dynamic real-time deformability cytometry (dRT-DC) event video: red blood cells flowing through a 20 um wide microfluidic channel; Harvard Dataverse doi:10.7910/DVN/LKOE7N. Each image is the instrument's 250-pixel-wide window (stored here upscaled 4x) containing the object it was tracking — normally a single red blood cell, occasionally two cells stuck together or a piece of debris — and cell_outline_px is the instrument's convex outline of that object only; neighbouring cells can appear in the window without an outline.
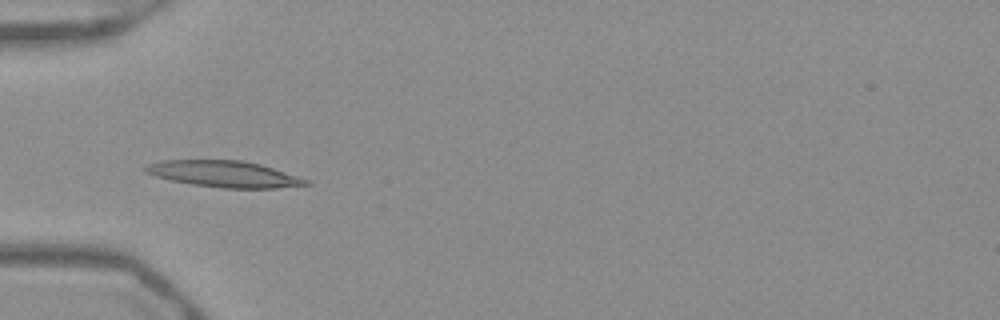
{"species": "Egyptian fruit bat (a non-hibernating species)", "species_latin": "Rousettus aegyptiacus", "temperature_condition": "warm", "stored_images_in_passage": 54, "camera_frame_rate_fps": 3000, "um_per_image_px": 0.085, "frame": {"image": 1, "passage_image": 18, "time_ms": 5.667, "image_size_px": [1000, 320], "cell_outline_px": [[312, 184], [276, 188], [220, 188], [192, 184], [172, 180], [156, 176], [144, 172], [144, 168], [148, 164], [160, 160], [244, 160], [260, 164], [308, 180]], "centroid_in_image_um": [19.02, 14.79], "position_along_channel_um": 66.0, "area_um2": 24.45}}
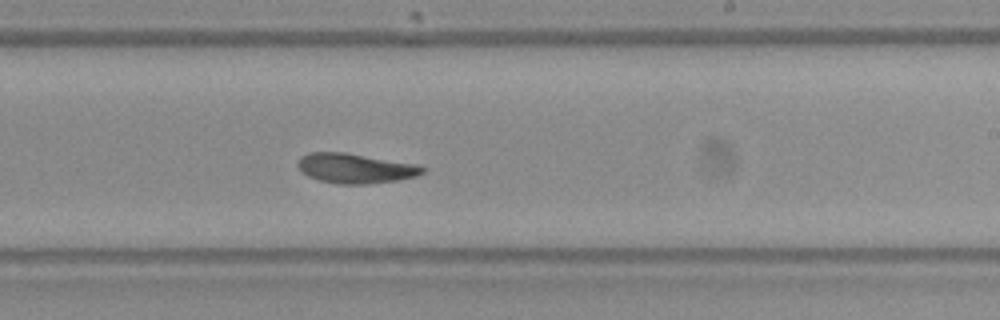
{"frame": {"image": 2, "passage_image": 33, "time_ms": 10.667, "image_size_px": [1000, 320], "cell_outline_px": [[428, 168], [424, 172], [416, 176], [396, 180], [368, 184], [340, 184], [320, 180], [308, 176], [300, 172], [296, 164], [300, 156], [308, 152], [344, 152], [420, 164]], "centroid_in_image_um": [30.2, 14.29], "position_along_channel_um": 258.8, "area_um2": 21.96}}
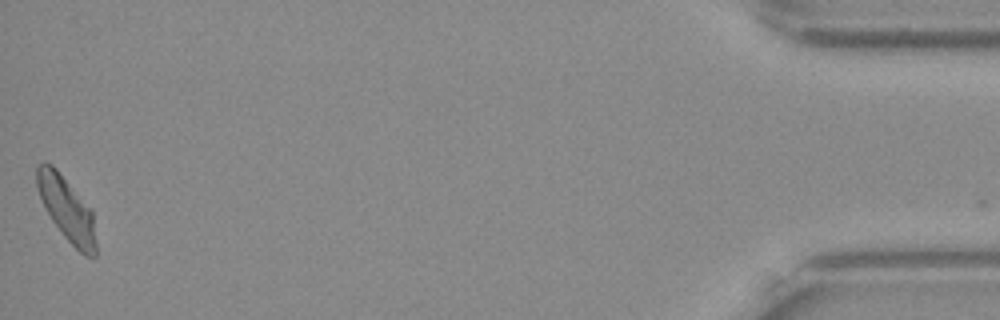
{"frame": {"image": 3, "passage_image": 53, "time_ms": 17.333, "image_size_px": [1000, 320], "cell_outline_px": [[96, 256], [84, 256], [64, 236], [52, 220], [44, 208], [36, 188], [36, 168], [44, 160], [52, 164], [56, 168], [92, 212], [96, 244]], "centroid_in_image_um": [5.63, 17.75], "position_along_channel_um": 429.6, "area_um2": 21.68}}